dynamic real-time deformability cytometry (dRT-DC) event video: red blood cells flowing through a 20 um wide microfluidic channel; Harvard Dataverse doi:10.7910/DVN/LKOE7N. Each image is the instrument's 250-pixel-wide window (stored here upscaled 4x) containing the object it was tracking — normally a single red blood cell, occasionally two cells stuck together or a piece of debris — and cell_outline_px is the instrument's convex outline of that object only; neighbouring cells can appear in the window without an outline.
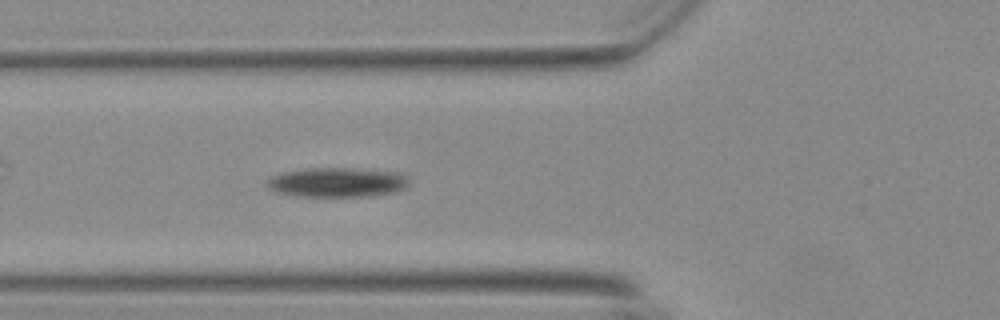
{"species": "Egyptian fruit bat (a non-hibernating species)", "species_latin": "Rousettus aegyptiacus", "temperature_condition": "warm", "stored_images_in_passage": 17, "camera_frame_rate_fps": 3000, "um_per_image_px": 0.085, "animal": {"sex": "female"}, "frame": {"image": 1, "passage_image": 5, "time_ms": 1.333, "image_size_px": [1000, 320], "cell_outline_px": [[408, 188], [396, 192], [372, 196], [296, 196], [280, 192], [268, 188], [268, 180], [272, 176], [284, 172], [308, 168], [348, 168], [400, 172], [408, 176]], "centroid_in_image_um": [28.75, 15.5], "position_along_channel_um": 97.1, "area_um2": 24.45}}
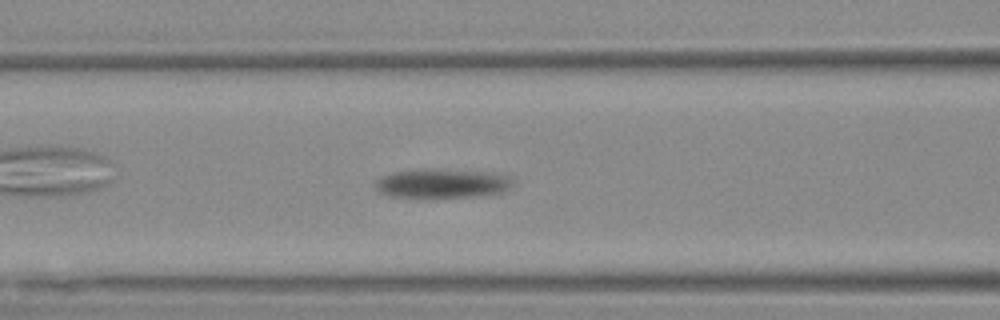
{"frame": {"image": 2, "passage_image": 8, "time_ms": 2.333, "image_size_px": [1000, 320], "cell_outline_px": [[512, 184], [504, 192], [480, 196], [420, 200], [392, 196], [380, 192], [376, 188], [376, 180], [392, 172], [416, 168], [432, 168], [504, 172], [512, 176]], "centroid_in_image_um": [37.64, 15.6], "position_along_channel_um": 129.0, "area_um2": 24.97}}
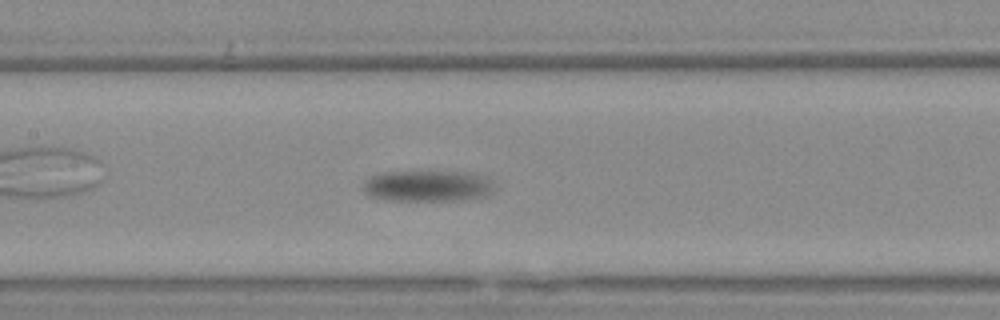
{"frame": {"image": 3, "passage_image": 12, "time_ms": 3.667, "image_size_px": [1000, 320], "cell_outline_px": [[492, 192], [488, 196], [452, 200], [392, 200], [368, 196], [364, 192], [364, 180], [372, 176], [384, 172], [456, 172], [476, 176], [488, 180], [492, 184]], "centroid_in_image_um": [36.25, 15.82], "position_along_channel_um": 171.2, "area_um2": 23.06}}